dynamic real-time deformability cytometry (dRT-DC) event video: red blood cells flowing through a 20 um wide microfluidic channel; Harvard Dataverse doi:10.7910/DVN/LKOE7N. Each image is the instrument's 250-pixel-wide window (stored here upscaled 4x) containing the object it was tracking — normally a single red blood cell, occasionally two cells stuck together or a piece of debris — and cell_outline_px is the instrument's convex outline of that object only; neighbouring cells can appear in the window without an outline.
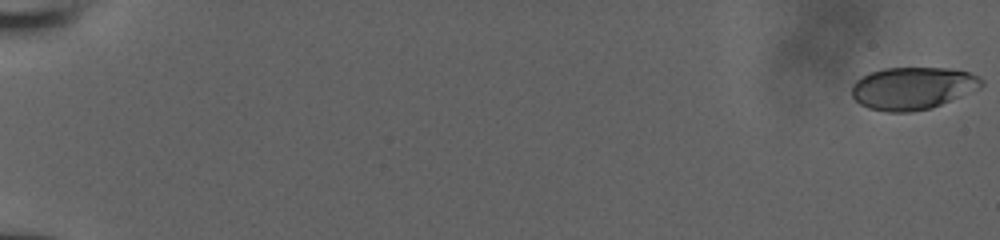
{"species": "human", "species_latin": "Homo sapiens", "temperature_condition": "room temperature", "stored_images_in_passage": 53, "camera_frame_rate_fps": 3000, "um_per_image_px": 0.085, "donor": {"sex": "male"}, "frame": {"image": 1, "passage_image": 1, "time_ms": 0.0, "image_size_px": [1000, 240], "cell_outline_px": [[984, 84], [980, 88], [932, 108], [908, 112], [888, 112], [868, 108], [860, 104], [852, 96], [852, 84], [856, 80], [872, 72], [884, 68], [948, 68], [968, 72], [980, 76], [984, 80]], "centroid_in_image_um": [77.6, 7.5], "position_along_channel_um": 7.4, "area_um2": 32.08}}
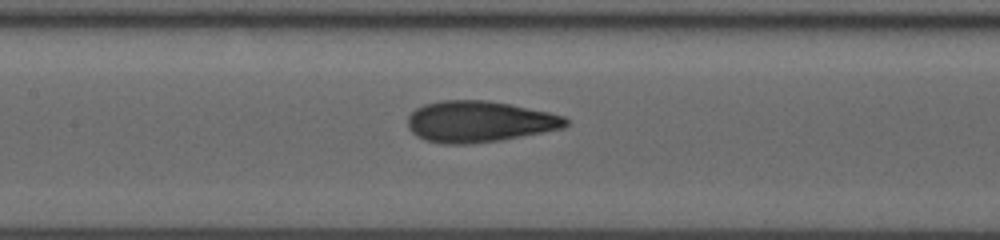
{"frame": {"image": 2, "passage_image": 29, "time_ms": 9.333, "image_size_px": [1000, 240], "cell_outline_px": [[568, 124], [564, 128], [500, 140], [464, 144], [444, 144], [424, 140], [416, 136], [408, 128], [408, 116], [416, 108], [424, 104], [440, 100], [488, 100], [548, 112], [564, 116], [568, 120]], "centroid_in_image_um": [40.7, 10.33], "position_along_channel_um": 166.7, "area_um2": 37.86}}
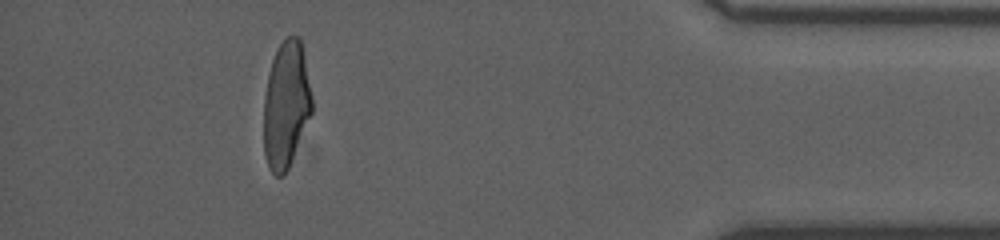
{"frame": {"image": 3, "passage_image": 50, "time_ms": 16.333, "image_size_px": [1000, 240], "cell_outline_px": [[312, 112], [288, 168], [284, 176], [276, 176], [268, 168], [264, 156], [264, 96], [268, 72], [276, 48], [288, 36], [300, 36], [304, 52], [312, 96]], "centroid_in_image_um": [24.31, 8.89], "position_along_channel_um": 410.9, "area_um2": 35.84}}